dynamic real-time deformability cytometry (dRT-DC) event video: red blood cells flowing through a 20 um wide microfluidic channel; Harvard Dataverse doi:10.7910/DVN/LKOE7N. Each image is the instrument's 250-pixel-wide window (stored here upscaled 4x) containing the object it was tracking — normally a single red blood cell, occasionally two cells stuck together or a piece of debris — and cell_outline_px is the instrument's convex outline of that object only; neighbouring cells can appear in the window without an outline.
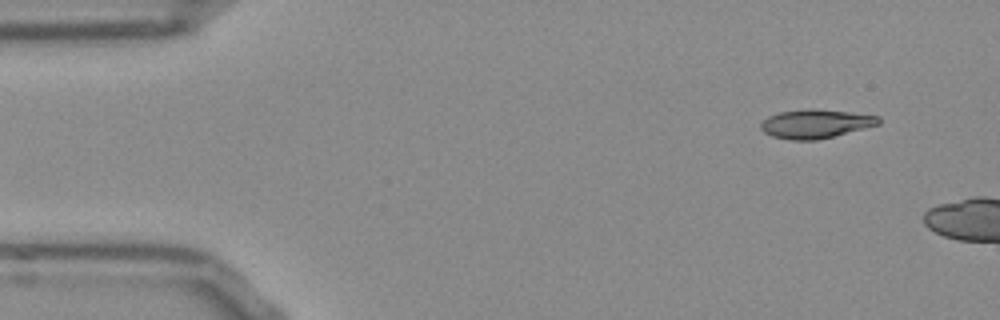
{"species": "Egyptian fruit bat (a non-hibernating species)", "species_latin": "Rousettus aegyptiacus", "temperature_condition": "room temperature", "stored_images_in_passage": 5, "camera_frame_rate_fps": 3000, "um_per_image_px": 0.085, "frame": {"image": 1, "passage_image": 1, "time_ms": 0.0, "image_size_px": [1000, 320], "cell_outline_px": [[880, 124], [816, 140], [788, 140], [772, 136], [764, 132], [760, 128], [760, 124], [768, 116], [780, 112], [812, 108], [816, 108], [880, 116]], "centroid_in_image_um": [69.3, 10.52], "position_along_channel_um": 15.7, "area_um2": 19.65}}